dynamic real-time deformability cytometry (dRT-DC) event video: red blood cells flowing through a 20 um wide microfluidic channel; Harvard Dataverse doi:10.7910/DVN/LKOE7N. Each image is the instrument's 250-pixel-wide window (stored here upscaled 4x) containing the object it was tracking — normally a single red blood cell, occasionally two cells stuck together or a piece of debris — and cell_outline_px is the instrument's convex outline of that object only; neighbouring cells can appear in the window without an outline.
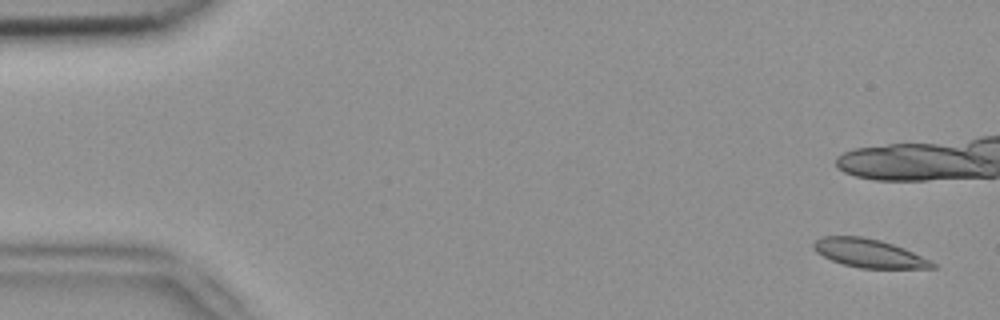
{"species": "common noctule bat (a hibernating species)", "species_latin": "Nyctalus noctula", "temperature_condition": "room temperature", "stored_images_in_passage": 5, "camera_frame_rate_fps": 3000, "um_per_image_px": 0.085, "animal": {"sex": "female", "body_mass_g": 18.4}, "frame": {"image": 1, "passage_image": 1, "time_ms": 0.0, "image_size_px": [1000, 320], "cell_outline_px": [[936, 268], [860, 268], [844, 264], [832, 260], [816, 252], [812, 248], [812, 244], [820, 236], [860, 236], [880, 240], [904, 248], [932, 260], [936, 264]], "centroid_in_image_um": [73.87, 21.52], "position_along_channel_um": 11.1, "area_um2": 19.71}}